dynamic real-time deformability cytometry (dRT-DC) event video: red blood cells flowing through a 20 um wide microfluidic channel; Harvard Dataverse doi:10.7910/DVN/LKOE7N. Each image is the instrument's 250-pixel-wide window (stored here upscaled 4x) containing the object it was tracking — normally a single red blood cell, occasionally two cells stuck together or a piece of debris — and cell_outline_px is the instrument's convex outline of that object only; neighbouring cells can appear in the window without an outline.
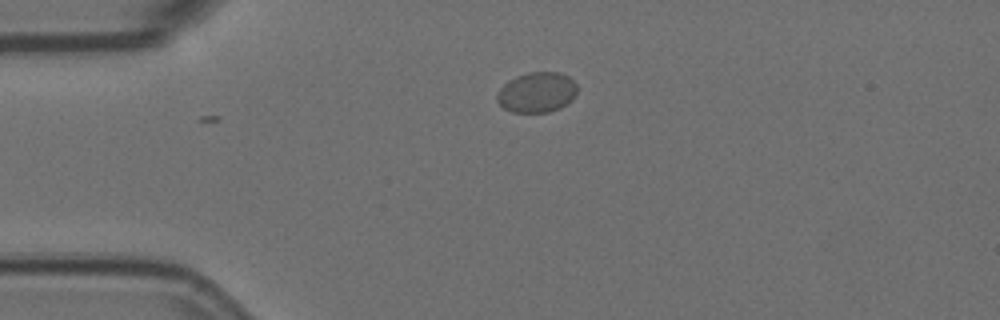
{"species": "Egyptian fruit bat (a non-hibernating species)", "species_latin": "Rousettus aegyptiacus", "temperature_condition": "room temperature", "stored_images_in_passage": 2, "camera_frame_rate_fps": 3000, "um_per_image_px": 0.085, "animal": {"sex": "female"}, "frame": {"image": 1, "passage_image": 2, "time_ms": 0.333, "image_size_px": [1000, 320], "cell_outline_px": [[576, 96], [572, 100], [560, 108], [548, 112], [512, 112], [504, 108], [496, 100], [496, 96], [500, 88], [508, 80], [516, 76], [528, 72], [560, 72], [568, 76], [576, 84]], "centroid_in_image_um": [45.63, 7.84], "position_along_channel_um": 39.4, "area_um2": 18.9}}